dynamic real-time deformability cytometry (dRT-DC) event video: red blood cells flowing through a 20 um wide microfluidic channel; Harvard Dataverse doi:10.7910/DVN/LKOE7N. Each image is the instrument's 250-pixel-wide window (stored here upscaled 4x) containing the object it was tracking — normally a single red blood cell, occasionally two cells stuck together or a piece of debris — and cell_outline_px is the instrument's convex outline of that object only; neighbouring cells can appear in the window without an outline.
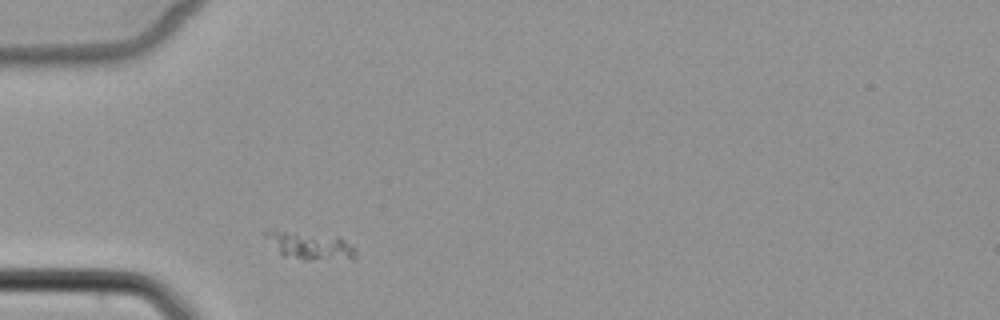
{"species": "common noctule bat (a hibernating species)", "species_latin": "Nyctalus noctula", "temperature_condition": "cold", "stored_images_in_passage": 1, "camera_frame_rate_fps": 3000, "um_per_image_px": 0.085, "animal": {"sex": "female", "body_mass_g": 22.7, "forearm_length_mm": 54.2}, "frame": {"image": 1, "passage_image": 1, "time_ms": 0.0, "image_size_px": [1000, 320], "cell_outline_px": [[356, 260], [304, 260], [284, 256], [260, 232], [268, 228], [276, 228], [340, 236], [356, 248]], "centroid_in_image_um": [26.36, 20.84], "position_along_channel_um": 58.6, "area_um2": 15.55}}